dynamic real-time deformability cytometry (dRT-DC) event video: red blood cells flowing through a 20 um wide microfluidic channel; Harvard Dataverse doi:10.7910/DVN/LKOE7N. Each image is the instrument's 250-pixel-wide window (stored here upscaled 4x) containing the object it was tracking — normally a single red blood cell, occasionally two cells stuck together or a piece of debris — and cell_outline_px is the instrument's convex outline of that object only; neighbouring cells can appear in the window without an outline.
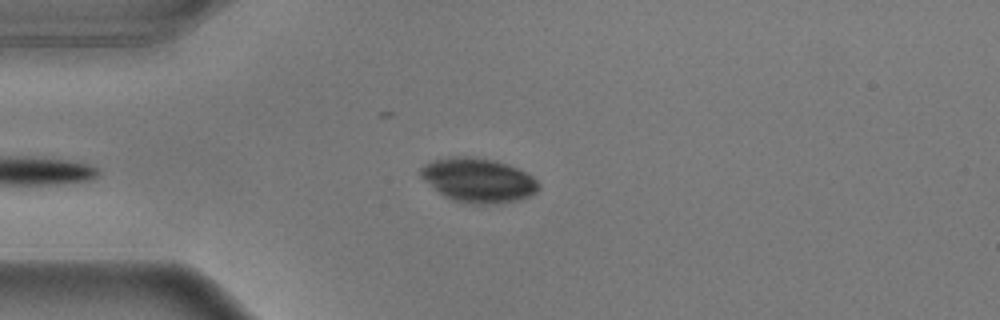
{"species": "common noctule bat (a hibernating species)", "species_latin": "Nyctalus noctula", "temperature_condition": "warm", "stored_images_in_passage": 40, "camera_frame_rate_fps": 3000, "um_per_image_px": 0.085, "animal": {"sex": "male", "body_mass_g": 17.9}, "frame": {"image": 1, "passage_image": 2, "time_ms": 0.333, "image_size_px": [1000, 320], "cell_outline_px": [[540, 188], [536, 192], [528, 196], [516, 200], [484, 204], [468, 204], [452, 200], [444, 196], [420, 176], [420, 168], [424, 164], [432, 160], [448, 156], [464, 156], [492, 160], [516, 168], [532, 176], [540, 184]], "centroid_in_image_um": [40.61, 15.31], "position_along_channel_um": 44.4, "area_um2": 30.06}}
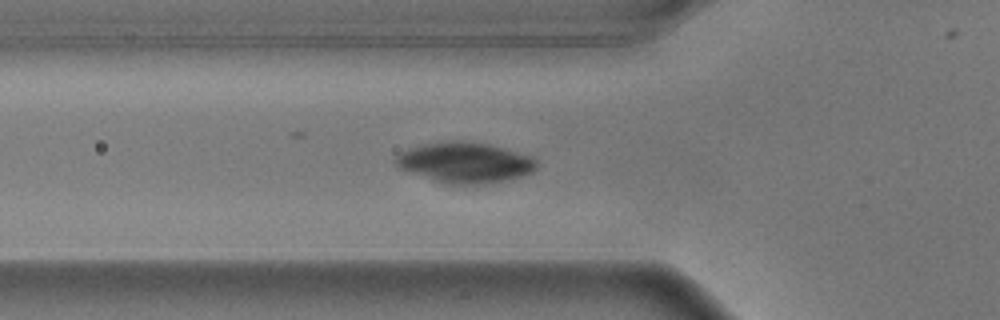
{"frame": {"image": 2, "passage_image": 7, "time_ms": 2.0, "image_size_px": [1000, 320], "cell_outline_px": [[536, 168], [532, 172], [512, 180], [492, 184], [444, 184], [432, 180], [400, 168], [392, 160], [400, 152], [408, 148], [424, 144], [488, 144], [532, 156], [536, 160]], "centroid_in_image_um": [39.55, 13.88], "position_along_channel_um": 86.2, "area_um2": 32.54}}
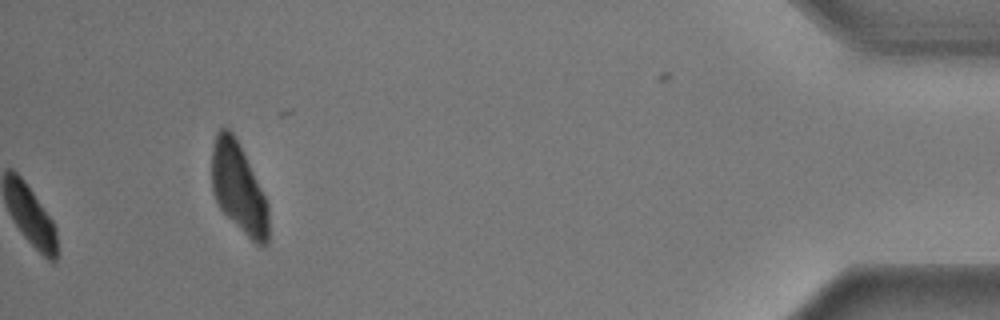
{"frame": {"image": 3, "passage_image": 40, "time_ms": 13.0, "image_size_px": [1000, 320], "cell_outline_px": [[268, 244], [256, 244], [220, 208], [216, 200], [212, 188], [212, 148], [216, 132], [220, 128], [228, 128], [232, 132], [240, 144], [268, 204]], "centroid_in_image_um": [20.27, 15.94], "position_along_channel_um": 414.9, "area_um2": 29.3}}